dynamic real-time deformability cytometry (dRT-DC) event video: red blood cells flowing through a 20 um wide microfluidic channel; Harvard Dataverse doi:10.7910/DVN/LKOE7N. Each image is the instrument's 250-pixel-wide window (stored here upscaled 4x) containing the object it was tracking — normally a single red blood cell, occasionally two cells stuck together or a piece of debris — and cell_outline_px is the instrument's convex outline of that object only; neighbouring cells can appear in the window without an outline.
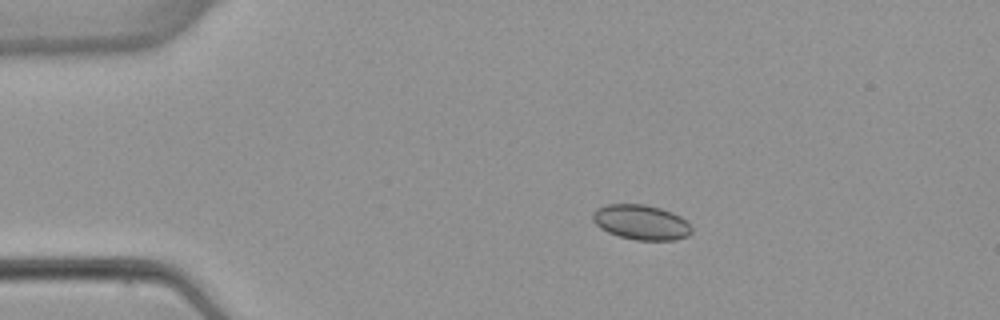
{"species": "common noctule bat (a hibernating species)", "species_latin": "Nyctalus noctula", "temperature_condition": "warm", "stored_images_in_passage": 6, "camera_frame_rate_fps": 3000, "um_per_image_px": 0.085, "animal": {"sex": "female", "body_mass_g": 22.7, "forearm_length_mm": 54.2}, "frame": {"image": 1, "passage_image": 2, "time_ms": 2.0, "image_size_px": [1000, 320], "cell_outline_px": [[692, 232], [688, 236], [676, 240], [636, 240], [620, 236], [608, 232], [600, 228], [592, 220], [592, 212], [596, 208], [608, 204], [644, 204], [660, 208], [672, 212], [680, 216], [692, 228]], "centroid_in_image_um": [54.48, 18.89], "position_along_channel_um": 30.5, "area_um2": 20.17}}
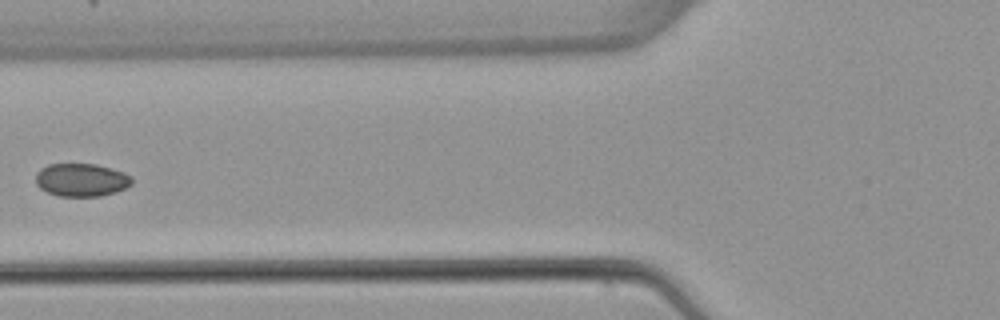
{"frame": {"image": 2, "passage_image": 5, "time_ms": 5.667, "image_size_px": [1000, 320], "cell_outline_px": [[132, 184], [116, 192], [100, 196], [60, 196], [48, 192], [40, 188], [36, 184], [36, 172], [40, 168], [48, 164], [96, 164], [112, 168], [124, 172], [132, 176]], "centroid_in_image_um": [6.92, 15.28], "position_along_channel_um": 118.9, "area_um2": 18.61}}
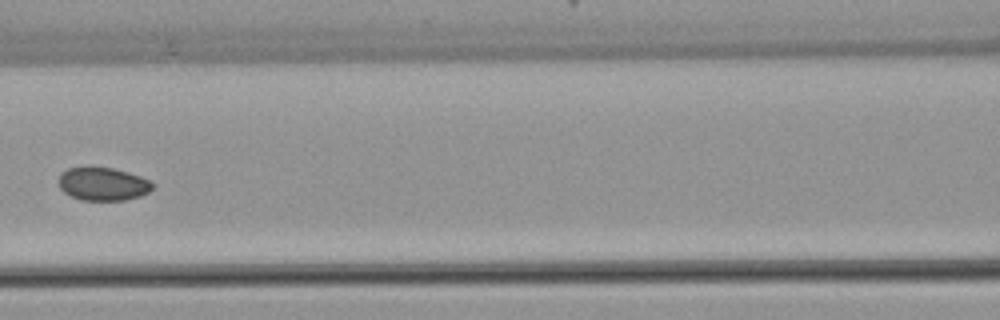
{"frame": {"image": 3, "passage_image": 6, "time_ms": 6.667, "image_size_px": [1000, 320], "cell_outline_px": [[156, 184], [148, 192], [140, 196], [124, 200], [80, 200], [64, 192], [60, 188], [60, 176], [68, 168], [112, 168], [128, 172], [152, 180]], "centroid_in_image_um": [8.81, 15.65], "position_along_channel_um": 157.8, "area_um2": 17.92}}